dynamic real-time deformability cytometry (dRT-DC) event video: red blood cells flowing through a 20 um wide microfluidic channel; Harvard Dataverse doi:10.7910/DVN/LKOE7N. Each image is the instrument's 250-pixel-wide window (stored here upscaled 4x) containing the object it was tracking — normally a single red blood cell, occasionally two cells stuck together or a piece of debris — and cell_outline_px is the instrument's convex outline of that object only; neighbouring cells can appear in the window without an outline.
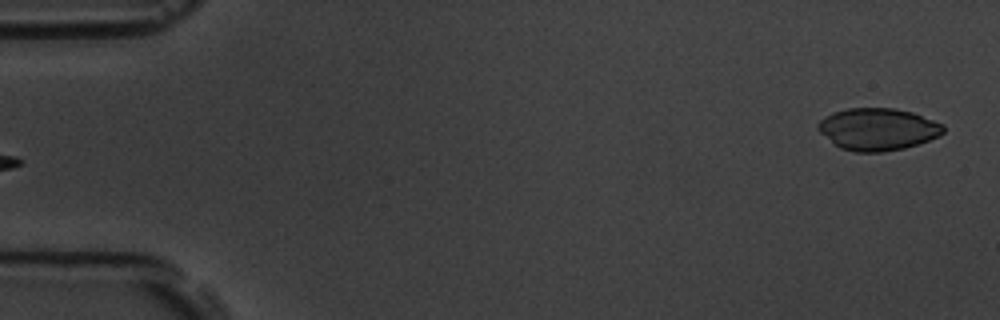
{"species": "common noctule bat (a hibernating species)", "species_latin": "Nyctalus noctula", "temperature_condition": "room temperature", "stored_images_in_passage": 5, "camera_frame_rate_fps": 3000, "um_per_image_px": 0.085, "animal": {"sex": "male", "body_mass_g": 19.5, "forearm_length_mm": 54.6}, "frame": {"image": 1, "passage_image": 5, "time_ms": 4.667, "image_size_px": [1000, 320], "cell_outline_px": [[944, 132], [940, 136], [904, 148], [884, 152], [852, 152], [840, 148], [820, 132], [816, 128], [816, 124], [824, 116], [832, 112], [848, 108], [892, 108], [912, 112], [944, 124]], "centroid_in_image_um": [74.59, 10.98], "position_along_channel_um": 10.4, "area_um2": 30.87}}